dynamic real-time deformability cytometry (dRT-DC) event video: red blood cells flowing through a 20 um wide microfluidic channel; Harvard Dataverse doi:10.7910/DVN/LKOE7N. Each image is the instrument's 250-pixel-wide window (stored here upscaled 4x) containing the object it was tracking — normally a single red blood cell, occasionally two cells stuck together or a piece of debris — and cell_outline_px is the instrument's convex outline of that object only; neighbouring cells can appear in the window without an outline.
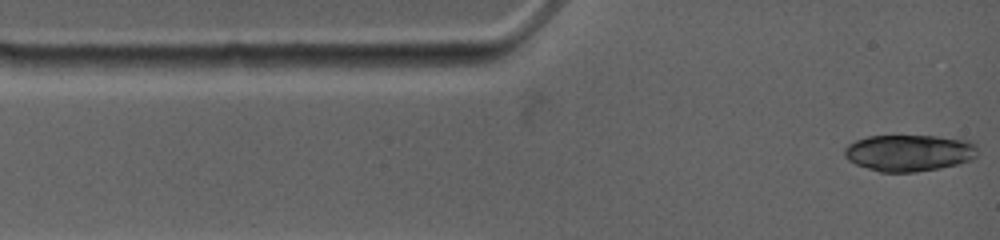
{"species": "common noctule bat (a hibernating species)", "species_latin": "Nyctalus noctula", "temperature_condition": "warm", "stored_images_in_passage": 12, "camera_frame_rate_fps": 4500, "um_per_image_px": 0.085, "animal": {"sex": "female", "body_mass_g": 19.0, "forearm_length_mm": 53.3}, "frame": {"image": 1, "passage_image": 1, "time_ms": 0.0, "image_size_px": [1000, 240], "cell_outline_px": [[976, 156], [972, 160], [940, 168], [916, 172], [880, 172], [856, 164], [848, 160], [844, 156], [844, 148], [848, 144], [856, 140], [868, 136], [936, 136], [972, 140], [976, 144]], "centroid_in_image_um": [77.29, 12.99], "position_along_channel_um": 7.7, "area_um2": 28.55}}